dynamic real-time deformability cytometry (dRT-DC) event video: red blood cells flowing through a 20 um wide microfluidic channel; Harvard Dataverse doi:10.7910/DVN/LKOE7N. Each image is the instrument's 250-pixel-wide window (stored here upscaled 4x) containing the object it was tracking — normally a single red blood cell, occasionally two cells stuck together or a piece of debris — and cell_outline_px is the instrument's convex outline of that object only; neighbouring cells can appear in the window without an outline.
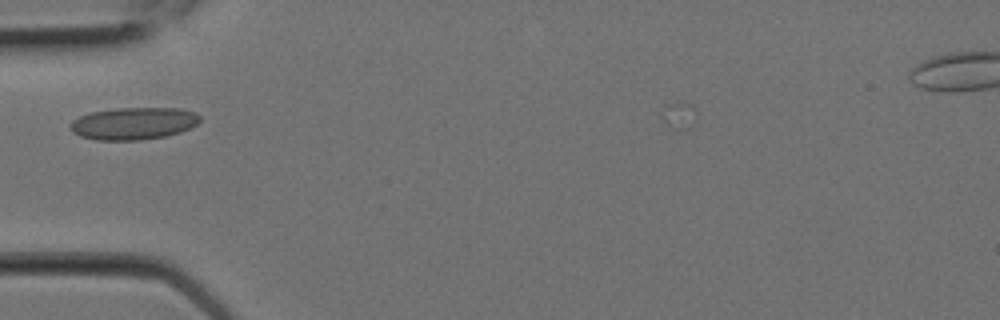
{"species": "Egyptian fruit bat (a non-hibernating species)", "species_latin": "Rousettus aegyptiacus", "temperature_condition": "room temperature", "stored_images_in_passage": 7, "camera_frame_rate_fps": 3000, "um_per_image_px": 0.085, "animal": {"sex": "female"}, "frame": {"image": 1, "passage_image": 5, "time_ms": 1.333, "image_size_px": [1000, 320], "cell_outline_px": [[200, 120], [196, 124], [180, 132], [164, 136], [140, 140], [96, 140], [80, 136], [72, 132], [68, 124], [72, 120], [80, 116], [92, 112], [116, 108], [180, 108], [196, 112], [200, 116]], "centroid_in_image_um": [11.33, 10.49], "position_along_channel_um": 73.7, "area_um2": 24.39}}
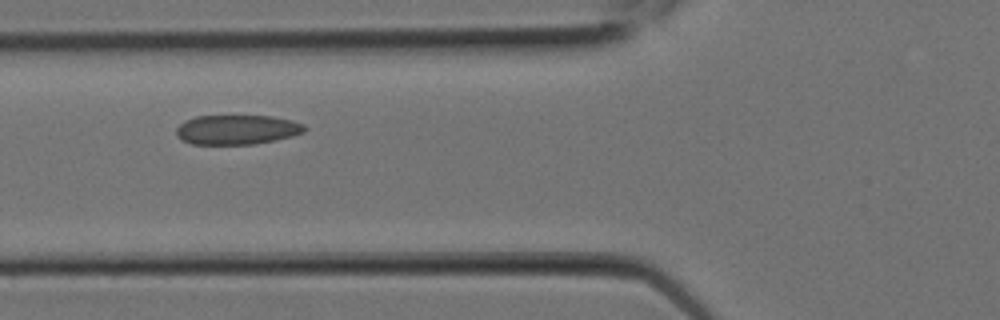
{"frame": {"image": 2, "passage_image": 6, "time_ms": 1.667, "image_size_px": [1000, 320], "cell_outline_px": [[308, 128], [304, 132], [292, 136], [276, 140], [252, 144], [192, 144], [176, 136], [176, 128], [184, 120], [196, 116], [272, 116], [292, 120], [304, 124]], "centroid_in_image_um": [20.16, 11.01], "position_along_channel_um": 105.6, "area_um2": 22.2}}
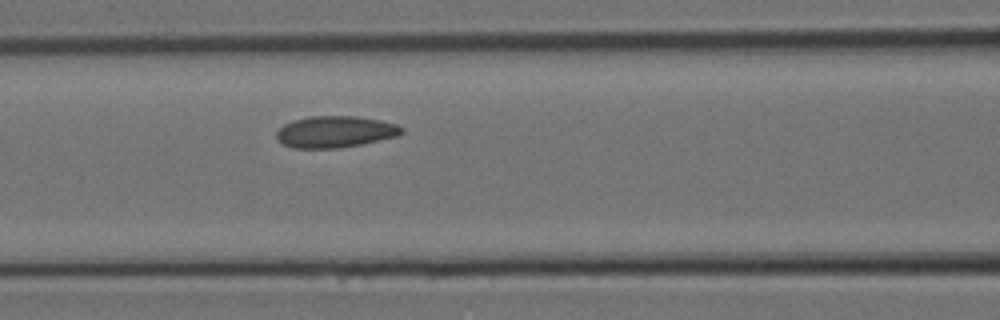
{"frame": {"image": 3, "passage_image": 7, "time_ms": 2.0, "image_size_px": [1000, 320], "cell_outline_px": [[404, 132], [396, 136], [360, 144], [336, 148], [292, 148], [284, 144], [276, 136], [276, 132], [284, 124], [292, 120], [312, 116], [356, 116], [380, 120], [396, 124], [404, 128]], "centroid_in_image_um": [28.48, 11.19], "position_along_channel_um": 138.1, "area_um2": 22.83}}